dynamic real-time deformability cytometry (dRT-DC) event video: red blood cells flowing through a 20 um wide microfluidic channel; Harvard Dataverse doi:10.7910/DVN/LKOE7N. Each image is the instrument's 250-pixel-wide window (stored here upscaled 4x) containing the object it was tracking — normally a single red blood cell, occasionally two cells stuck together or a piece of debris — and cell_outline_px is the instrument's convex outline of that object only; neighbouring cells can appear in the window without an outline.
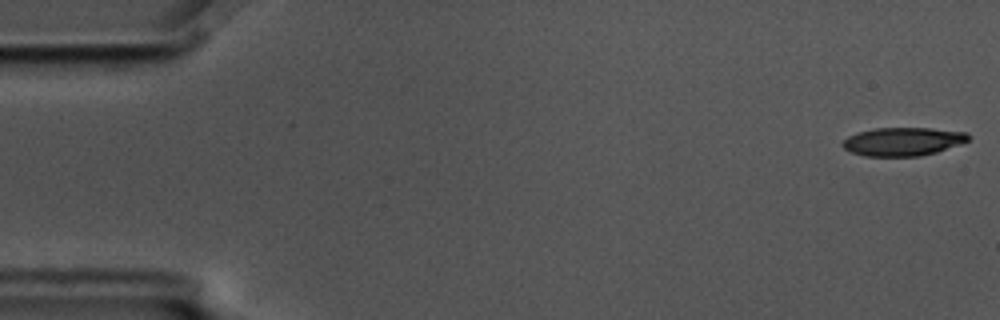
{"species": "common noctule bat (a hibernating species)", "species_latin": "Nyctalus noctula", "temperature_condition": "cold", "stored_images_in_passage": 5, "camera_frame_rate_fps": 3000, "um_per_image_px": 0.085, "animal": {"sex": "male", "body_mass_g": 17.5, "forearm_length_mm": 52.3}, "frame": {"image": 1, "passage_image": 1, "time_ms": 0.0, "image_size_px": [1000, 320], "cell_outline_px": [[972, 136], [968, 140], [936, 152], [920, 156], [864, 156], [852, 152], [844, 148], [840, 144], [848, 136], [856, 132], [876, 128], [928, 128], [968, 132]], "centroid_in_image_um": [76.72, 12.02], "position_along_channel_um": 8.3, "area_um2": 20.75}}
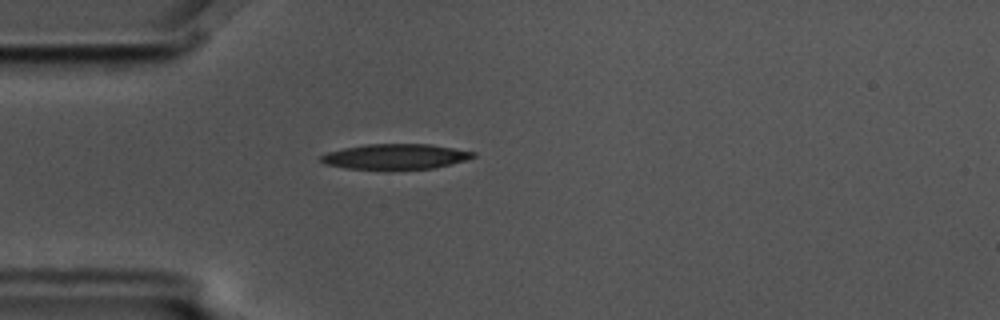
{"frame": {"image": 2, "passage_image": 5, "time_ms": 1.333, "image_size_px": [1000, 320], "cell_outline_px": [[476, 156], [464, 160], [432, 168], [344, 168], [324, 164], [320, 160], [320, 156], [328, 152], [344, 148], [368, 144], [432, 144], [476, 152]], "centroid_in_image_um": [33.6, 13.29], "position_along_channel_um": 51.4, "area_um2": 21.91}}